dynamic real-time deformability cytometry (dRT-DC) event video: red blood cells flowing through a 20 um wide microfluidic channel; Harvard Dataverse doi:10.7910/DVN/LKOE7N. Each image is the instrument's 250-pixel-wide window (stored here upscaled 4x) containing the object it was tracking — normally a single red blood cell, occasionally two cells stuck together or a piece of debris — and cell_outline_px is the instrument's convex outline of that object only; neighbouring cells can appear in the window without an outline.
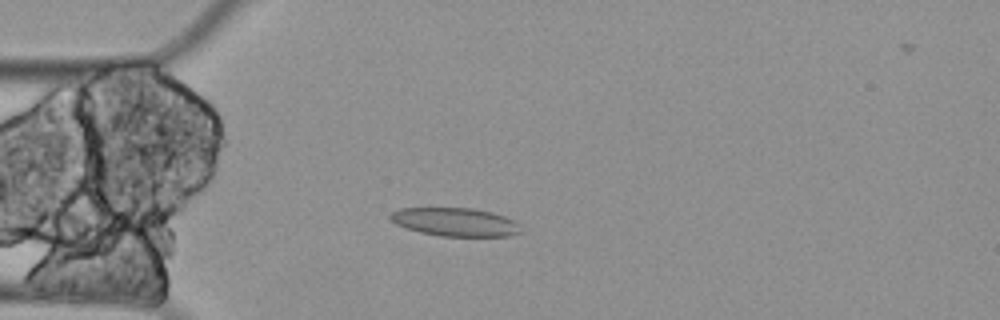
{"species": "Egyptian fruit bat (a non-hibernating species)", "species_latin": "Rousettus aegyptiacus", "temperature_condition": "cold", "stored_images_in_passage": 4, "camera_frame_rate_fps": 3000, "um_per_image_px": 0.085, "animal": {"sex": "female"}, "frame": {"image": 1, "passage_image": 4, "time_ms": 1.0, "image_size_px": [1000, 320], "cell_outline_px": [[520, 232], [508, 236], [440, 236], [420, 232], [396, 224], [388, 216], [392, 212], [400, 208], [472, 208], [492, 212], [516, 220], [520, 224]], "centroid_in_image_um": [38.72, 18.86], "position_along_channel_um": 46.3, "area_um2": 21.56}}